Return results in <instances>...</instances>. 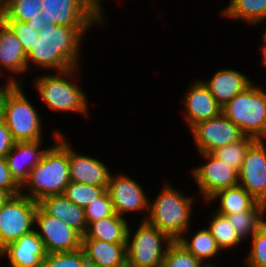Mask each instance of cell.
I'll return each mask as SVG.
<instances>
[{
	"instance_id": "cell-40",
	"label": "cell",
	"mask_w": 266,
	"mask_h": 267,
	"mask_svg": "<svg viewBox=\"0 0 266 267\" xmlns=\"http://www.w3.org/2000/svg\"><path fill=\"white\" fill-rule=\"evenodd\" d=\"M263 42V43H262ZM261 45L259 47L260 52L259 54L261 55V61L259 62L265 69H266V40H262Z\"/></svg>"
},
{
	"instance_id": "cell-43",
	"label": "cell",
	"mask_w": 266,
	"mask_h": 267,
	"mask_svg": "<svg viewBox=\"0 0 266 267\" xmlns=\"http://www.w3.org/2000/svg\"><path fill=\"white\" fill-rule=\"evenodd\" d=\"M79 267H98L94 262L85 257Z\"/></svg>"
},
{
	"instance_id": "cell-4",
	"label": "cell",
	"mask_w": 266,
	"mask_h": 267,
	"mask_svg": "<svg viewBox=\"0 0 266 267\" xmlns=\"http://www.w3.org/2000/svg\"><path fill=\"white\" fill-rule=\"evenodd\" d=\"M193 194H185L181 187L173 186L170 181H163L156 196L152 198L151 195L149 199L146 221L165 232L172 240H177L195 223L193 219L196 217H192L196 212L194 206L202 204L199 197Z\"/></svg>"
},
{
	"instance_id": "cell-5",
	"label": "cell",
	"mask_w": 266,
	"mask_h": 267,
	"mask_svg": "<svg viewBox=\"0 0 266 267\" xmlns=\"http://www.w3.org/2000/svg\"><path fill=\"white\" fill-rule=\"evenodd\" d=\"M25 86L4 82L3 122L15 142L45 140L43 115L29 100Z\"/></svg>"
},
{
	"instance_id": "cell-36",
	"label": "cell",
	"mask_w": 266,
	"mask_h": 267,
	"mask_svg": "<svg viewBox=\"0 0 266 267\" xmlns=\"http://www.w3.org/2000/svg\"><path fill=\"white\" fill-rule=\"evenodd\" d=\"M18 37L22 47L27 54L33 47L37 40L39 32L32 30L26 22L17 20H2Z\"/></svg>"
},
{
	"instance_id": "cell-10",
	"label": "cell",
	"mask_w": 266,
	"mask_h": 267,
	"mask_svg": "<svg viewBox=\"0 0 266 267\" xmlns=\"http://www.w3.org/2000/svg\"><path fill=\"white\" fill-rule=\"evenodd\" d=\"M38 202L27 196H12L0 206V250L34 230Z\"/></svg>"
},
{
	"instance_id": "cell-38",
	"label": "cell",
	"mask_w": 266,
	"mask_h": 267,
	"mask_svg": "<svg viewBox=\"0 0 266 267\" xmlns=\"http://www.w3.org/2000/svg\"><path fill=\"white\" fill-rule=\"evenodd\" d=\"M15 141L11 136L7 125L0 122V157H6L14 145Z\"/></svg>"
},
{
	"instance_id": "cell-29",
	"label": "cell",
	"mask_w": 266,
	"mask_h": 267,
	"mask_svg": "<svg viewBox=\"0 0 266 267\" xmlns=\"http://www.w3.org/2000/svg\"><path fill=\"white\" fill-rule=\"evenodd\" d=\"M255 141V138L245 136L242 140L217 148L211 153L239 172L247 150Z\"/></svg>"
},
{
	"instance_id": "cell-44",
	"label": "cell",
	"mask_w": 266,
	"mask_h": 267,
	"mask_svg": "<svg viewBox=\"0 0 266 267\" xmlns=\"http://www.w3.org/2000/svg\"><path fill=\"white\" fill-rule=\"evenodd\" d=\"M9 0H0V18L3 16Z\"/></svg>"
},
{
	"instance_id": "cell-9",
	"label": "cell",
	"mask_w": 266,
	"mask_h": 267,
	"mask_svg": "<svg viewBox=\"0 0 266 267\" xmlns=\"http://www.w3.org/2000/svg\"><path fill=\"white\" fill-rule=\"evenodd\" d=\"M118 172L111 174L106 188L115 213L126 219L133 218L131 213L133 215L137 213V216L141 213V221H145L149 213L150 194H146L148 192L141 182L126 175L125 170L123 172L118 170Z\"/></svg>"
},
{
	"instance_id": "cell-15",
	"label": "cell",
	"mask_w": 266,
	"mask_h": 267,
	"mask_svg": "<svg viewBox=\"0 0 266 267\" xmlns=\"http://www.w3.org/2000/svg\"><path fill=\"white\" fill-rule=\"evenodd\" d=\"M239 185L266 205V140H256L247 150L239 171Z\"/></svg>"
},
{
	"instance_id": "cell-30",
	"label": "cell",
	"mask_w": 266,
	"mask_h": 267,
	"mask_svg": "<svg viewBox=\"0 0 266 267\" xmlns=\"http://www.w3.org/2000/svg\"><path fill=\"white\" fill-rule=\"evenodd\" d=\"M106 188L107 186H95L71 181L66 186L63 195L79 207L85 208L99 198L106 191Z\"/></svg>"
},
{
	"instance_id": "cell-6",
	"label": "cell",
	"mask_w": 266,
	"mask_h": 267,
	"mask_svg": "<svg viewBox=\"0 0 266 267\" xmlns=\"http://www.w3.org/2000/svg\"><path fill=\"white\" fill-rule=\"evenodd\" d=\"M222 113L246 136L266 140V90L257 81L222 107Z\"/></svg>"
},
{
	"instance_id": "cell-23",
	"label": "cell",
	"mask_w": 266,
	"mask_h": 267,
	"mask_svg": "<svg viewBox=\"0 0 266 267\" xmlns=\"http://www.w3.org/2000/svg\"><path fill=\"white\" fill-rule=\"evenodd\" d=\"M38 205L50 216L61 219L82 236L87 230L84 208L69 201L63 194L44 197Z\"/></svg>"
},
{
	"instance_id": "cell-46",
	"label": "cell",
	"mask_w": 266,
	"mask_h": 267,
	"mask_svg": "<svg viewBox=\"0 0 266 267\" xmlns=\"http://www.w3.org/2000/svg\"><path fill=\"white\" fill-rule=\"evenodd\" d=\"M120 1H122V0H120ZM97 2H98V5L100 7V10L106 15L107 12H105V11H107V10H105V8L103 7L104 0H97Z\"/></svg>"
},
{
	"instance_id": "cell-26",
	"label": "cell",
	"mask_w": 266,
	"mask_h": 267,
	"mask_svg": "<svg viewBox=\"0 0 266 267\" xmlns=\"http://www.w3.org/2000/svg\"><path fill=\"white\" fill-rule=\"evenodd\" d=\"M219 12L226 20H239L247 24L246 26L256 27L266 18V0H229V3Z\"/></svg>"
},
{
	"instance_id": "cell-17",
	"label": "cell",
	"mask_w": 266,
	"mask_h": 267,
	"mask_svg": "<svg viewBox=\"0 0 266 267\" xmlns=\"http://www.w3.org/2000/svg\"><path fill=\"white\" fill-rule=\"evenodd\" d=\"M72 144V145H71ZM68 162L70 169V180L83 184L95 186H107L111 171L109 166L104 163V159L92 157V155L79 153L73 147V142L68 138Z\"/></svg>"
},
{
	"instance_id": "cell-19",
	"label": "cell",
	"mask_w": 266,
	"mask_h": 267,
	"mask_svg": "<svg viewBox=\"0 0 266 267\" xmlns=\"http://www.w3.org/2000/svg\"><path fill=\"white\" fill-rule=\"evenodd\" d=\"M44 142L46 141L15 142L6 155L12 178L20 187L27 180L30 171L42 160L44 153L53 144L51 142L50 145H45Z\"/></svg>"
},
{
	"instance_id": "cell-33",
	"label": "cell",
	"mask_w": 266,
	"mask_h": 267,
	"mask_svg": "<svg viewBox=\"0 0 266 267\" xmlns=\"http://www.w3.org/2000/svg\"><path fill=\"white\" fill-rule=\"evenodd\" d=\"M161 267H208L190 253L181 243L173 240L167 247Z\"/></svg>"
},
{
	"instance_id": "cell-8",
	"label": "cell",
	"mask_w": 266,
	"mask_h": 267,
	"mask_svg": "<svg viewBox=\"0 0 266 267\" xmlns=\"http://www.w3.org/2000/svg\"><path fill=\"white\" fill-rule=\"evenodd\" d=\"M45 22L68 27H106L108 20L97 0H42ZM106 20V21H105ZM99 26V27H98Z\"/></svg>"
},
{
	"instance_id": "cell-35",
	"label": "cell",
	"mask_w": 266,
	"mask_h": 267,
	"mask_svg": "<svg viewBox=\"0 0 266 267\" xmlns=\"http://www.w3.org/2000/svg\"><path fill=\"white\" fill-rule=\"evenodd\" d=\"M84 213L87 225L114 214L113 203L110 200L107 190L95 201L88 204L84 208Z\"/></svg>"
},
{
	"instance_id": "cell-18",
	"label": "cell",
	"mask_w": 266,
	"mask_h": 267,
	"mask_svg": "<svg viewBox=\"0 0 266 267\" xmlns=\"http://www.w3.org/2000/svg\"><path fill=\"white\" fill-rule=\"evenodd\" d=\"M46 254L43 241L33 230L2 248L0 260L7 259L9 267H41Z\"/></svg>"
},
{
	"instance_id": "cell-2",
	"label": "cell",
	"mask_w": 266,
	"mask_h": 267,
	"mask_svg": "<svg viewBox=\"0 0 266 267\" xmlns=\"http://www.w3.org/2000/svg\"><path fill=\"white\" fill-rule=\"evenodd\" d=\"M53 144L42 160L30 171L20 194L39 202L44 197L61 195L71 182L68 162V135L59 128L51 130Z\"/></svg>"
},
{
	"instance_id": "cell-34",
	"label": "cell",
	"mask_w": 266,
	"mask_h": 267,
	"mask_svg": "<svg viewBox=\"0 0 266 267\" xmlns=\"http://www.w3.org/2000/svg\"><path fill=\"white\" fill-rule=\"evenodd\" d=\"M85 257L82 247L71 252L46 254L41 267H79Z\"/></svg>"
},
{
	"instance_id": "cell-39",
	"label": "cell",
	"mask_w": 266,
	"mask_h": 267,
	"mask_svg": "<svg viewBox=\"0 0 266 267\" xmlns=\"http://www.w3.org/2000/svg\"><path fill=\"white\" fill-rule=\"evenodd\" d=\"M26 23L30 26L32 30H37L38 32H40L43 27L48 26L50 24L49 22L44 21L43 9H40V12L38 13V16L35 19H31Z\"/></svg>"
},
{
	"instance_id": "cell-16",
	"label": "cell",
	"mask_w": 266,
	"mask_h": 267,
	"mask_svg": "<svg viewBox=\"0 0 266 267\" xmlns=\"http://www.w3.org/2000/svg\"><path fill=\"white\" fill-rule=\"evenodd\" d=\"M26 56L18 37L0 19V78L6 76L9 84H26Z\"/></svg>"
},
{
	"instance_id": "cell-31",
	"label": "cell",
	"mask_w": 266,
	"mask_h": 267,
	"mask_svg": "<svg viewBox=\"0 0 266 267\" xmlns=\"http://www.w3.org/2000/svg\"><path fill=\"white\" fill-rule=\"evenodd\" d=\"M250 242V243H249ZM250 247L242 266L245 267H266V221L259 227L253 236L247 241Z\"/></svg>"
},
{
	"instance_id": "cell-11",
	"label": "cell",
	"mask_w": 266,
	"mask_h": 267,
	"mask_svg": "<svg viewBox=\"0 0 266 267\" xmlns=\"http://www.w3.org/2000/svg\"><path fill=\"white\" fill-rule=\"evenodd\" d=\"M202 164L194 166L191 178L197 186V193L202 204L216 192L239 184V172L231 166L216 158L212 153H199Z\"/></svg>"
},
{
	"instance_id": "cell-27",
	"label": "cell",
	"mask_w": 266,
	"mask_h": 267,
	"mask_svg": "<svg viewBox=\"0 0 266 267\" xmlns=\"http://www.w3.org/2000/svg\"><path fill=\"white\" fill-rule=\"evenodd\" d=\"M207 218L209 219L206 222V226L215 238L219 249L222 251V255L223 252L228 254L231 249L234 252L233 249L244 245V241L240 238L226 215H222L212 209L210 212L208 210Z\"/></svg>"
},
{
	"instance_id": "cell-13",
	"label": "cell",
	"mask_w": 266,
	"mask_h": 267,
	"mask_svg": "<svg viewBox=\"0 0 266 267\" xmlns=\"http://www.w3.org/2000/svg\"><path fill=\"white\" fill-rule=\"evenodd\" d=\"M190 133L197 153H211L217 148L242 140L246 135L223 113L195 124Z\"/></svg>"
},
{
	"instance_id": "cell-7",
	"label": "cell",
	"mask_w": 266,
	"mask_h": 267,
	"mask_svg": "<svg viewBox=\"0 0 266 267\" xmlns=\"http://www.w3.org/2000/svg\"><path fill=\"white\" fill-rule=\"evenodd\" d=\"M139 221L135 225L130 222L128 227L127 267H161L167 247L173 240L146 220Z\"/></svg>"
},
{
	"instance_id": "cell-21",
	"label": "cell",
	"mask_w": 266,
	"mask_h": 267,
	"mask_svg": "<svg viewBox=\"0 0 266 267\" xmlns=\"http://www.w3.org/2000/svg\"><path fill=\"white\" fill-rule=\"evenodd\" d=\"M193 229L192 225L177 239L190 253L197 259L202 261L208 267H221L215 260L221 261L222 251L219 249L215 238L212 236L210 230L203 225L201 228L196 224ZM193 229V233H192ZM193 234V235H191ZM218 256V257H217ZM218 258V259H217ZM215 259V260H214Z\"/></svg>"
},
{
	"instance_id": "cell-37",
	"label": "cell",
	"mask_w": 266,
	"mask_h": 267,
	"mask_svg": "<svg viewBox=\"0 0 266 267\" xmlns=\"http://www.w3.org/2000/svg\"><path fill=\"white\" fill-rule=\"evenodd\" d=\"M0 189L6 190L11 196L20 194V186L12 178L5 157H0Z\"/></svg>"
},
{
	"instance_id": "cell-41",
	"label": "cell",
	"mask_w": 266,
	"mask_h": 267,
	"mask_svg": "<svg viewBox=\"0 0 266 267\" xmlns=\"http://www.w3.org/2000/svg\"><path fill=\"white\" fill-rule=\"evenodd\" d=\"M4 84H0V122L3 121Z\"/></svg>"
},
{
	"instance_id": "cell-24",
	"label": "cell",
	"mask_w": 266,
	"mask_h": 267,
	"mask_svg": "<svg viewBox=\"0 0 266 267\" xmlns=\"http://www.w3.org/2000/svg\"><path fill=\"white\" fill-rule=\"evenodd\" d=\"M85 256L98 267H127L126 243L82 239Z\"/></svg>"
},
{
	"instance_id": "cell-20",
	"label": "cell",
	"mask_w": 266,
	"mask_h": 267,
	"mask_svg": "<svg viewBox=\"0 0 266 267\" xmlns=\"http://www.w3.org/2000/svg\"><path fill=\"white\" fill-rule=\"evenodd\" d=\"M202 78L210 93L221 107H224L238 93L248 88L254 80L241 70L221 67L208 79Z\"/></svg>"
},
{
	"instance_id": "cell-42",
	"label": "cell",
	"mask_w": 266,
	"mask_h": 267,
	"mask_svg": "<svg viewBox=\"0 0 266 267\" xmlns=\"http://www.w3.org/2000/svg\"><path fill=\"white\" fill-rule=\"evenodd\" d=\"M12 196L4 189H0V206L4 204Z\"/></svg>"
},
{
	"instance_id": "cell-28",
	"label": "cell",
	"mask_w": 266,
	"mask_h": 267,
	"mask_svg": "<svg viewBox=\"0 0 266 267\" xmlns=\"http://www.w3.org/2000/svg\"><path fill=\"white\" fill-rule=\"evenodd\" d=\"M226 216L244 242L266 221V211H242Z\"/></svg>"
},
{
	"instance_id": "cell-1",
	"label": "cell",
	"mask_w": 266,
	"mask_h": 267,
	"mask_svg": "<svg viewBox=\"0 0 266 267\" xmlns=\"http://www.w3.org/2000/svg\"><path fill=\"white\" fill-rule=\"evenodd\" d=\"M95 27H68L49 24L39 32L34 47L27 53V78L37 69L62 72L82 66L86 34ZM84 42V43H83ZM83 59V60H81ZM35 66V67H34Z\"/></svg>"
},
{
	"instance_id": "cell-22",
	"label": "cell",
	"mask_w": 266,
	"mask_h": 267,
	"mask_svg": "<svg viewBox=\"0 0 266 267\" xmlns=\"http://www.w3.org/2000/svg\"><path fill=\"white\" fill-rule=\"evenodd\" d=\"M217 204L214 211L222 215H230L242 211H266V205L257 202L239 184L216 192L205 203L211 206ZM217 202V203H215Z\"/></svg>"
},
{
	"instance_id": "cell-12",
	"label": "cell",
	"mask_w": 266,
	"mask_h": 267,
	"mask_svg": "<svg viewBox=\"0 0 266 267\" xmlns=\"http://www.w3.org/2000/svg\"><path fill=\"white\" fill-rule=\"evenodd\" d=\"M34 230L43 241L47 254L71 252L81 248L82 235L61 219L48 215L39 205Z\"/></svg>"
},
{
	"instance_id": "cell-45",
	"label": "cell",
	"mask_w": 266,
	"mask_h": 267,
	"mask_svg": "<svg viewBox=\"0 0 266 267\" xmlns=\"http://www.w3.org/2000/svg\"><path fill=\"white\" fill-rule=\"evenodd\" d=\"M263 23H264V24L266 23V18H264L263 20H261V21H260V22H259V23H258L256 26H258V27H259V25H261V24H262V25H263V27H265V29H264V28H262L264 31H262V33H263V34H261V35H262V37H261V38H262V40H266V26H265L266 24L264 25Z\"/></svg>"
},
{
	"instance_id": "cell-14",
	"label": "cell",
	"mask_w": 266,
	"mask_h": 267,
	"mask_svg": "<svg viewBox=\"0 0 266 267\" xmlns=\"http://www.w3.org/2000/svg\"><path fill=\"white\" fill-rule=\"evenodd\" d=\"M187 86L180 102L183 103L182 119H184L189 130L195 124L215 118L222 113V107L212 96L201 78L192 79Z\"/></svg>"
},
{
	"instance_id": "cell-32",
	"label": "cell",
	"mask_w": 266,
	"mask_h": 267,
	"mask_svg": "<svg viewBox=\"0 0 266 267\" xmlns=\"http://www.w3.org/2000/svg\"><path fill=\"white\" fill-rule=\"evenodd\" d=\"M42 0H9L1 20L27 22L40 12Z\"/></svg>"
},
{
	"instance_id": "cell-3",
	"label": "cell",
	"mask_w": 266,
	"mask_h": 267,
	"mask_svg": "<svg viewBox=\"0 0 266 267\" xmlns=\"http://www.w3.org/2000/svg\"><path fill=\"white\" fill-rule=\"evenodd\" d=\"M82 67H75L62 72H46L35 76L33 89L41 100L47 112L77 113L83 118H91L89 95L81 87ZM78 73L81 75H78ZM80 76V77H79ZM79 77V78H78ZM43 103V104H42Z\"/></svg>"
},
{
	"instance_id": "cell-25",
	"label": "cell",
	"mask_w": 266,
	"mask_h": 267,
	"mask_svg": "<svg viewBox=\"0 0 266 267\" xmlns=\"http://www.w3.org/2000/svg\"><path fill=\"white\" fill-rule=\"evenodd\" d=\"M131 219L120 217L116 213L87 225L82 239H97L110 243H126L127 231Z\"/></svg>"
}]
</instances>
